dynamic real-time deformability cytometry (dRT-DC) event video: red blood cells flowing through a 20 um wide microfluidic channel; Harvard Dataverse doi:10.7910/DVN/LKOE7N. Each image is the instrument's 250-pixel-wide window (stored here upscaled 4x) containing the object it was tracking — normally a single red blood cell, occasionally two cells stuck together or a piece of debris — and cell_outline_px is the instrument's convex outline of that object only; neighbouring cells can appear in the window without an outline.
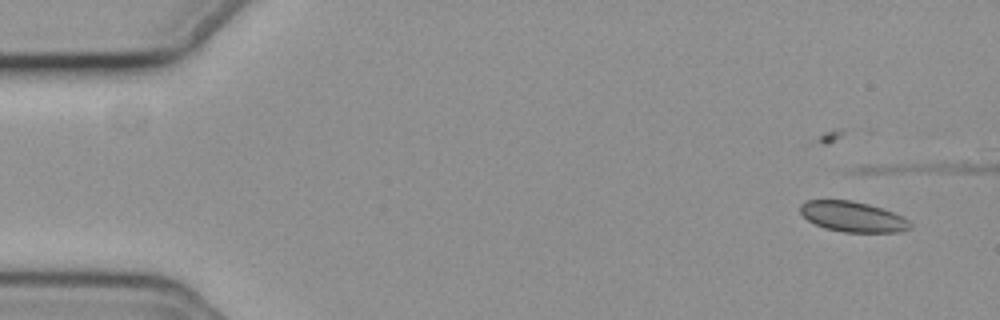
{"species": "common noctule bat (a hibernating species)", "species_latin": "Nyctalus noctula", "temperature_condition": "cold", "stored_images_in_passage": 4, "camera_frame_rate_fps": 3000, "um_per_image_px": 0.085, "animal": {"sex": "female", "body_mass_g": 19.3, "forearm_length_mm": 54.1}, "frame": {"image": 1, "passage_image": 1, "time_ms": 0.0, "image_size_px": [1000, 320], "cell_outline_px": [[912, 228], [900, 232], [844, 232], [824, 228], [808, 220], [800, 212], [800, 204], [804, 200], [852, 200], [868, 204], [904, 216], [912, 224]], "centroid_in_image_um": [72.49, 18.42], "position_along_channel_um": 12.5, "area_um2": 19.54}}